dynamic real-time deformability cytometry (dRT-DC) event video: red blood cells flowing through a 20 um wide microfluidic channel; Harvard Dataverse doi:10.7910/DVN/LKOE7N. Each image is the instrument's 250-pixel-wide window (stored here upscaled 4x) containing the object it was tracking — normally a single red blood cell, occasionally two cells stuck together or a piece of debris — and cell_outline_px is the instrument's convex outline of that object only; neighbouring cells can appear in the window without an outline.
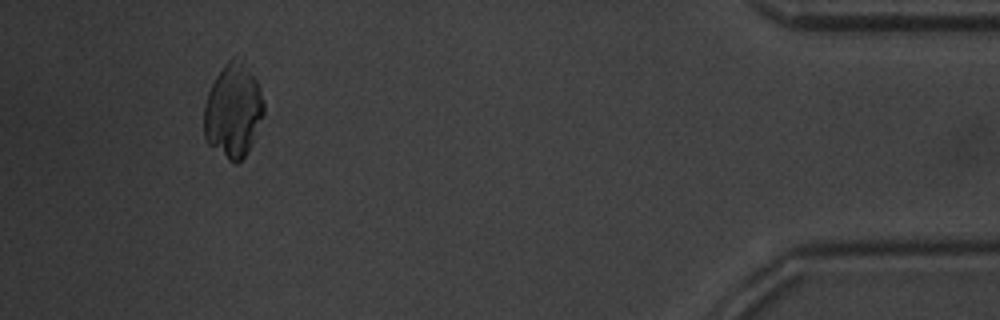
{"species": "common noctule bat (a hibernating species)", "species_latin": "Nyctalus noctula", "temperature_condition": "warm", "stored_images_in_passage": 37, "camera_frame_rate_fps": 3000, "um_per_image_px": 0.085, "animal": {"sex": "male", "body_mass_g": 20.1, "forearm_length_mm": 53.5}, "frame": {"image": 1, "passage_image": 34, "time_ms": 11.0, "image_size_px": [1000, 320], "cell_outline_px": [[264, 112], [252, 144], [248, 152], [236, 164], [228, 160], [208, 144], [204, 136], [204, 104], [208, 92], [216, 76], [224, 64], [232, 56], [244, 56], [260, 88], [264, 100]], "centroid_in_image_um": [19.83, 9.35], "position_along_channel_um": 415.4, "area_um2": 33.35}}